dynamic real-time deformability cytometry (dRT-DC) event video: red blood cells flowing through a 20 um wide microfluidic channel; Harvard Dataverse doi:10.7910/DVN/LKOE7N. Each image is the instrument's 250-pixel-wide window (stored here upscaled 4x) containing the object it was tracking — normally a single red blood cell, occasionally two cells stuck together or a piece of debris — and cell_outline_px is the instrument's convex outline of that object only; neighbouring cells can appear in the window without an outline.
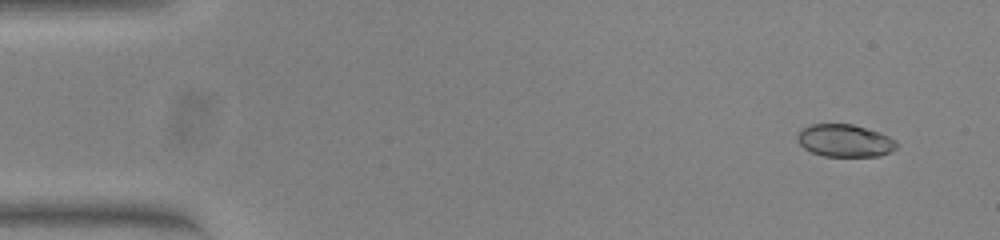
{"species": "common noctule bat (a hibernating species)", "species_latin": "Nyctalus noctula", "temperature_condition": "warm", "stored_images_in_passage": 54, "camera_frame_rate_fps": 3000, "um_per_image_px": 0.085, "animal": {"sex": "female", "body_mass_g": 23.0, "forearm_length_mm": 53.4}, "frame": {"image": 1, "passage_image": 4, "time_ms": 1.0, "image_size_px": [1000, 240], "cell_outline_px": [[896, 148], [880, 156], [824, 156], [812, 152], [804, 148], [796, 140], [796, 136], [800, 128], [812, 124], [852, 124], [880, 132], [896, 140]], "centroid_in_image_um": [71.77, 11.94], "position_along_channel_um": 13.2, "area_um2": 18.84}}
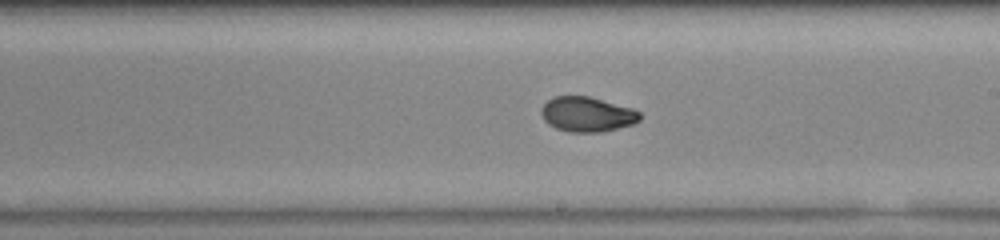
{"frame": {"image": 2, "passage_image": 31, "time_ms": 10.0, "image_size_px": [1000, 240], "cell_outline_px": [[640, 120], [632, 124], [600, 132], [568, 132], [556, 128], [548, 124], [544, 120], [540, 112], [544, 104], [548, 100], [556, 96], [588, 96], [632, 108], [640, 112]], "centroid_in_image_um": [49.88, 9.72], "position_along_channel_um": 239.1, "area_um2": 19.88}}
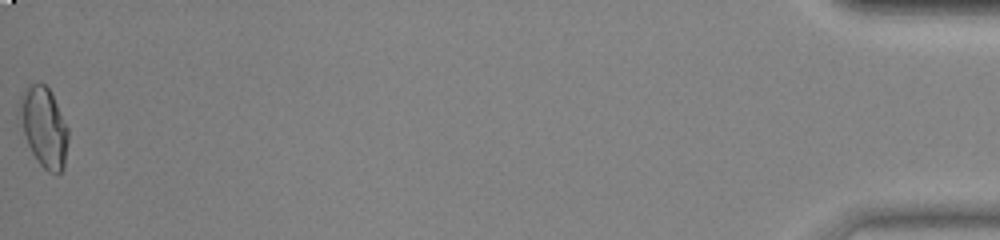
{"frame": {"image": 3, "passage_image": 54, "time_ms": 17.667, "image_size_px": [1000, 240], "cell_outline_px": [[68, 140], [64, 168], [60, 172], [48, 172], [36, 160], [28, 144], [24, 132], [20, 104], [20, 96], [24, 88], [32, 84], [44, 84], [48, 88], [68, 128]], "centroid_in_image_um": [3.76, 10.83], "position_along_channel_um": 431.4, "area_um2": 21.85}, "authors_computed_cell_mechanics": {"area_um2": 19.9699, "velocity_mm_per_s": 3.846, "shape_relaxation_time_tau1_ms": null, "shape_relaxation_time_tau2_ms": 1.2527, "deformation_change_tau1": null, "deformation_change_tau2": 0.0517}}